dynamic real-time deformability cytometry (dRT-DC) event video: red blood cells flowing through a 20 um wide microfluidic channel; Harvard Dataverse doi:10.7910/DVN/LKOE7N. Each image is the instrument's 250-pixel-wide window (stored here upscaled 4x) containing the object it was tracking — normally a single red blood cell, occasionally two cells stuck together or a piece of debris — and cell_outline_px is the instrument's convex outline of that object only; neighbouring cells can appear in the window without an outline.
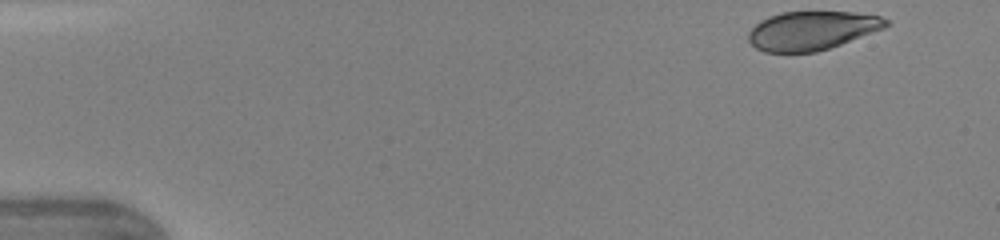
{"species": "human", "species_latin": "Homo sapiens", "temperature_condition": "warm", "stored_images_in_passage": 43, "camera_frame_rate_fps": 3000, "um_per_image_px": 0.085, "donor": {"sex": "female"}, "frame": {"image": 1, "passage_image": 1, "time_ms": 0.0, "image_size_px": [1000, 240], "cell_outline_px": [[888, 24], [884, 28], [840, 44], [816, 52], [764, 52], [756, 48], [748, 40], [748, 32], [760, 20], [768, 16], [780, 12], [852, 12], [880, 16], [888, 20]], "centroid_in_image_um": [68.97, 2.59], "position_along_channel_um": 16.0, "area_um2": 30.87}}
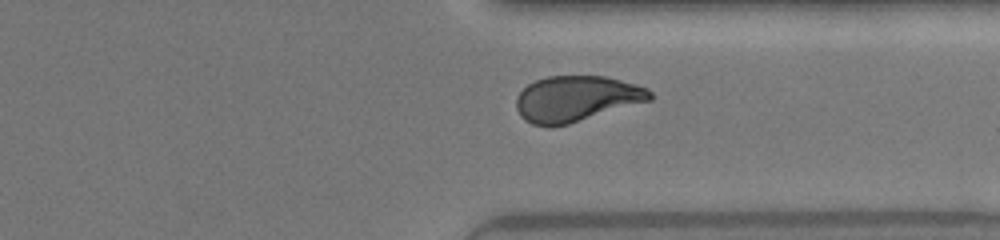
{"frame": {"image": 2, "passage_image": 33, "time_ms": 10.667, "image_size_px": [1000, 240], "cell_outline_px": [[652, 100], [568, 124], [532, 124], [524, 120], [520, 116], [516, 108], [516, 96], [528, 84], [536, 80], [548, 76], [604, 76], [636, 84], [648, 88], [652, 92]], "centroid_in_image_um": [49.0, 8.37], "position_along_channel_um": 362.4, "area_um2": 35.32}}
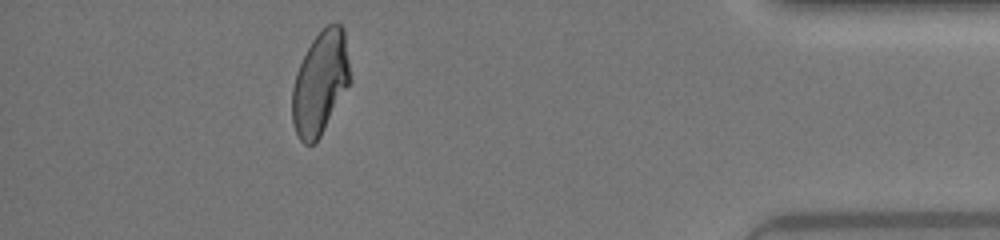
{"frame": {"image": 3, "passage_image": 39, "time_ms": 12.667, "image_size_px": [1000, 240], "cell_outline_px": [[352, 80], [320, 136], [312, 144], [304, 144], [300, 140], [296, 132], [292, 120], [292, 88], [296, 72], [312, 40], [328, 24], [340, 24], [344, 28]], "centroid_in_image_um": [27.23, 7.04], "position_along_channel_um": 408.0, "area_um2": 34.62}, "authors_computed_cell_mechanics": {"area_um2": 35.4314, "velocity_mm_per_s": 4.3808, "shape_relaxation_time_tau1_ms": 6.4332, "shape_relaxation_time_tau2_ms": 0.6982, "deformation_change_tau1": 0.183, "deformation_change_tau2": 0.0514}}